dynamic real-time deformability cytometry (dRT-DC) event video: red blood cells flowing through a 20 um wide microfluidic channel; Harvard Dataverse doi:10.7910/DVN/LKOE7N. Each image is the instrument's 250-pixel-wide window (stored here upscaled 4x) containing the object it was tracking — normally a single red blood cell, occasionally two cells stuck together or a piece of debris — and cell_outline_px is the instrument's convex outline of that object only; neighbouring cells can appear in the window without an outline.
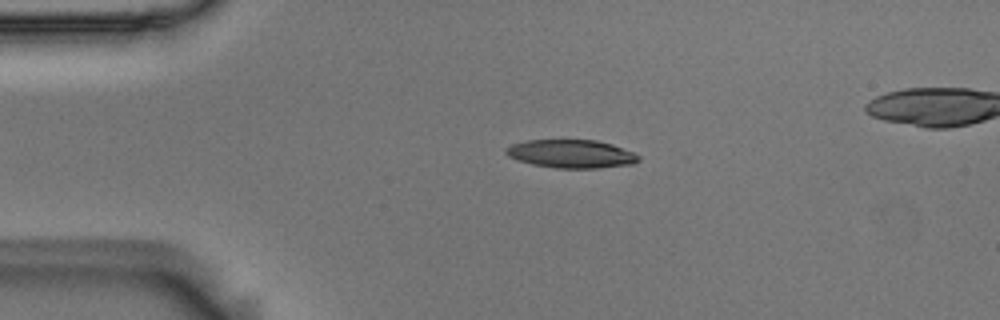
{"species": "Egyptian fruit bat (a non-hibernating species)", "species_latin": "Rousettus aegyptiacus", "temperature_condition": "room temperature", "stored_images_in_passage": 5, "camera_frame_rate_fps": 3000, "um_per_image_px": 0.085, "animal": {"sex": "male"}, "frame": {"image": 1, "passage_image": 3, "time_ms": 0.667, "image_size_px": [1000, 320], "cell_outline_px": [[640, 160], [632, 164], [600, 168], [556, 168], [532, 164], [508, 156], [504, 152], [504, 148], [512, 144], [528, 140], [596, 140], [612, 144], [636, 152], [640, 156]], "centroid_in_image_um": [48.59, 13.07], "position_along_channel_um": 36.4, "area_um2": 21.96}}
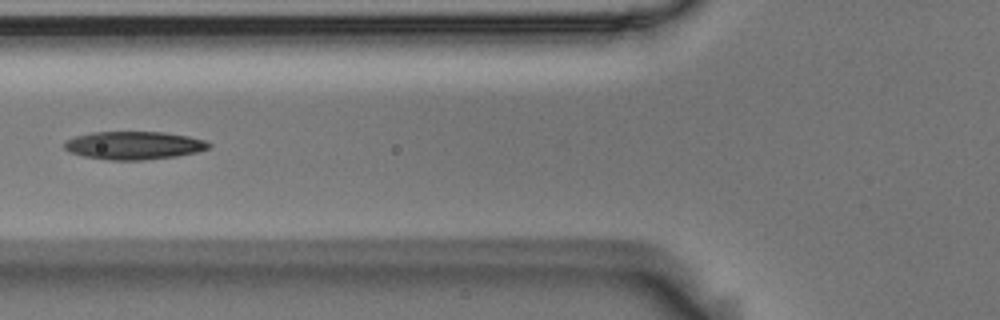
{"frame": {"image": 2, "passage_image": 5, "time_ms": 1.333, "image_size_px": [1000, 320], "cell_outline_px": [[212, 144], [208, 148], [200, 152], [176, 156], [144, 160], [108, 160], [84, 156], [68, 152], [64, 148], [64, 140], [76, 136], [92, 132], [160, 132], [188, 136], [208, 140]], "centroid_in_image_um": [11.39, 12.36], "position_along_channel_um": 114.4, "area_um2": 23.81}}